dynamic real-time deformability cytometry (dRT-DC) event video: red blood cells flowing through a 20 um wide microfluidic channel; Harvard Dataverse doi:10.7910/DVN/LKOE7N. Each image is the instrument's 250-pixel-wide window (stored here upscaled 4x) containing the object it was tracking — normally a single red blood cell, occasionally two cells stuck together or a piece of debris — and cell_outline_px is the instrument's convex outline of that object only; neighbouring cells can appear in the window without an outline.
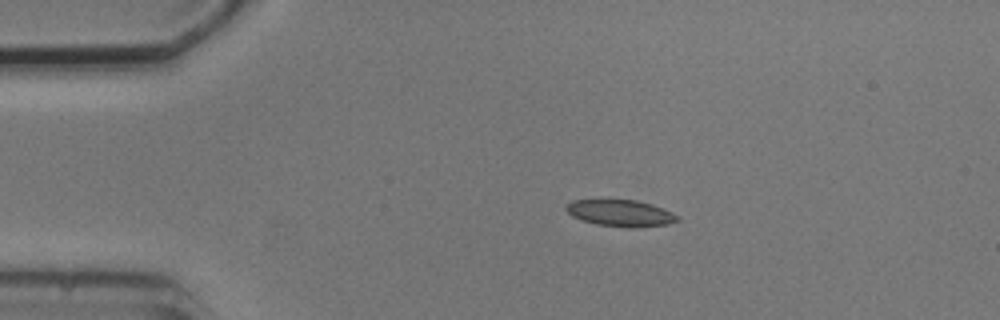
{"species": "common noctule bat (a hibernating species)", "species_latin": "Nyctalus noctula", "temperature_condition": "cold", "stored_images_in_passage": 4, "camera_frame_rate_fps": 3000, "um_per_image_px": 0.085, "animal": {"sex": "male", "body_mass_g": 20.5, "forearm_length_mm": 52.5}, "frame": {"image": 1, "passage_image": 1, "time_ms": 0.0, "image_size_px": [1000, 320], "cell_outline_px": [[680, 220], [668, 224], [636, 228], [632, 228], [596, 224], [572, 216], [564, 208], [572, 200], [600, 196], [604, 196], [636, 200], [652, 204], [672, 212], [680, 216]], "centroid_in_image_um": [52.71, 18.05], "position_along_channel_um": 32.3, "area_um2": 18.21}}
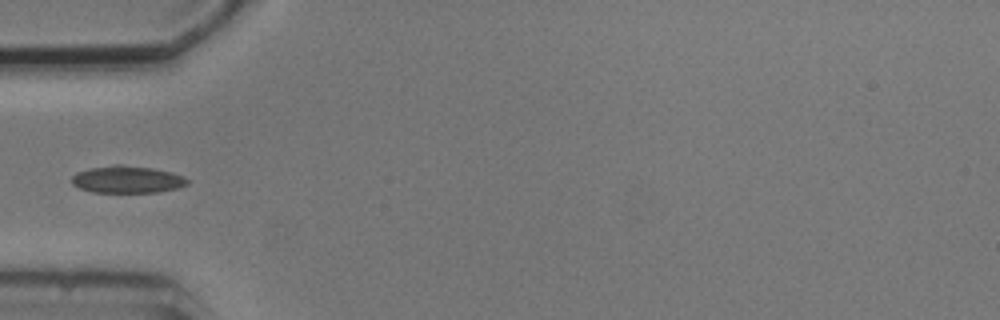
{"frame": {"image": 2, "passage_image": 3, "time_ms": 2.333, "image_size_px": [1000, 320], "cell_outline_px": [[188, 184], [176, 188], [160, 192], [92, 192], [80, 188], [72, 184], [72, 176], [76, 172], [92, 168], [116, 164], [120, 164], [152, 168], [172, 172], [184, 176], [188, 180]], "centroid_in_image_um": [10.82, 15.25], "position_along_channel_um": 74.2, "area_um2": 18.26}}
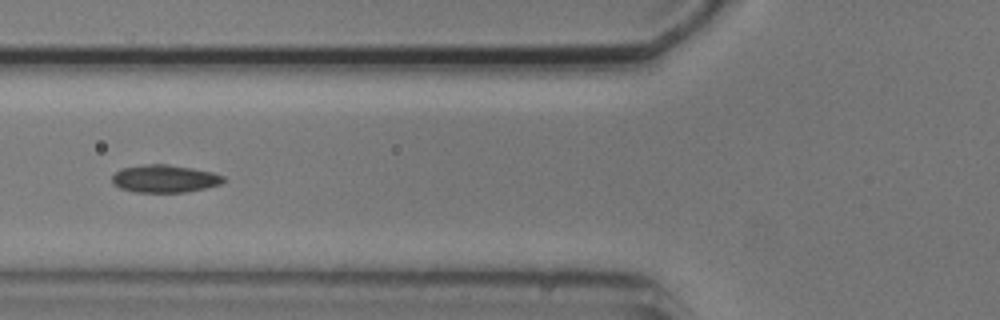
{"frame": {"image": 3, "passage_image": 4, "time_ms": 3.333, "image_size_px": [1000, 320], "cell_outline_px": [[224, 180], [220, 184], [204, 188], [184, 192], [136, 192], [120, 188], [112, 180], [112, 176], [120, 168], [144, 164], [168, 164], [192, 168], [212, 172], [224, 176]], "centroid_in_image_um": [13.98, 15.17], "position_along_channel_um": 111.8, "area_um2": 17.8}}